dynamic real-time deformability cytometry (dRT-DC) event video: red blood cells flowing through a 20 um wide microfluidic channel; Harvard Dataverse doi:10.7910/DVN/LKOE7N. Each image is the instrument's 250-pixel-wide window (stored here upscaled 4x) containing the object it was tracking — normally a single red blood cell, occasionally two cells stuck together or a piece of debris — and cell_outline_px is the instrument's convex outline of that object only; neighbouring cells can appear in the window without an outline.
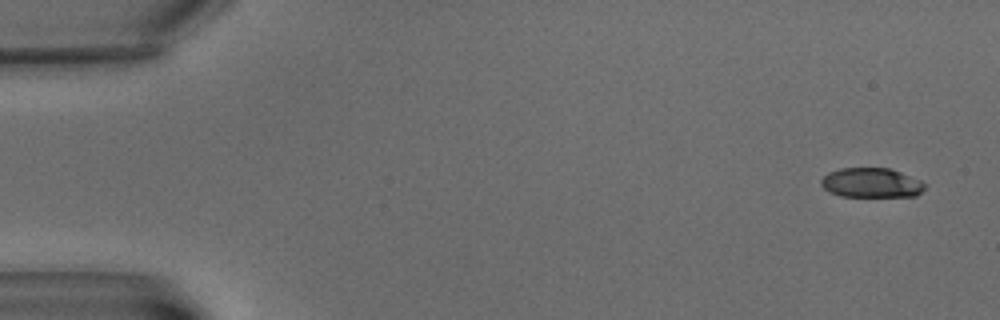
{"species": "common noctule bat (a hibernating species)", "species_latin": "Nyctalus noctula", "temperature_condition": "warm", "stored_images_in_passage": 7, "camera_frame_rate_fps": 3000, "um_per_image_px": 0.085, "animal": {"sex": "male", "body_mass_g": 15.6}, "frame": {"image": 1, "passage_image": 1, "time_ms": 0.0, "image_size_px": [1000, 320], "cell_outline_px": [[924, 188], [916, 196], [840, 196], [828, 192], [820, 184], [820, 180], [828, 172], [840, 168], [888, 168], [900, 172], [920, 180], [924, 184]], "centroid_in_image_um": [74.01, 15.53], "position_along_channel_um": 11.0, "area_um2": 17.8}}
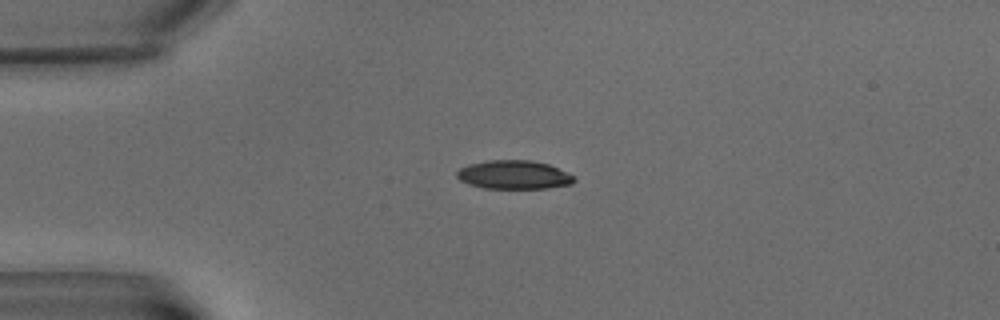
{"frame": {"image": 2, "passage_image": 5, "time_ms": 4.667, "image_size_px": [1000, 320], "cell_outline_px": [[576, 180], [572, 184], [548, 188], [484, 188], [468, 184], [460, 180], [456, 176], [456, 172], [460, 168], [468, 164], [488, 160], [528, 160], [548, 164], [576, 176]], "centroid_in_image_um": [43.68, 14.86], "position_along_channel_um": 41.3, "area_um2": 19.65}}